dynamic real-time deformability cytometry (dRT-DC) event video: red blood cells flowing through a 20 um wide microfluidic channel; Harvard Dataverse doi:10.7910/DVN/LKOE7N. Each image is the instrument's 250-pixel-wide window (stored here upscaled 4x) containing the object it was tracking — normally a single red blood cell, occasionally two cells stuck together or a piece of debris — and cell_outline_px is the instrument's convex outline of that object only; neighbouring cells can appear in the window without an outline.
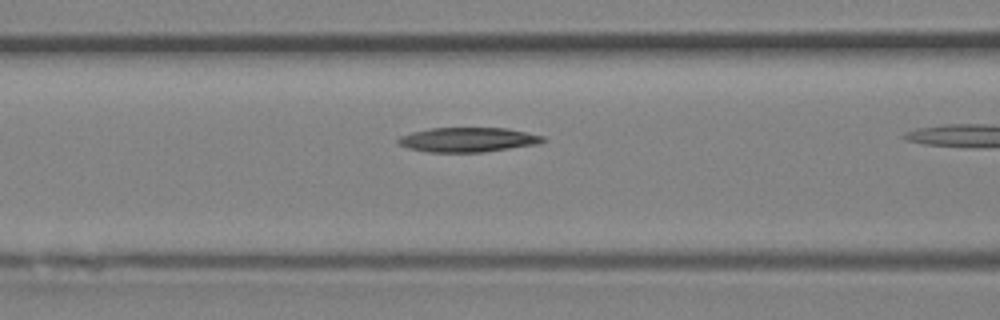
{"species": "Egyptian fruit bat (a non-hibernating species)", "species_latin": "Rousettus aegyptiacus", "temperature_condition": "room temperature", "stored_images_in_passage": 11, "camera_frame_rate_fps": 3000, "um_per_image_px": 0.085, "animal": {"sex": "female"}, "frame": {"image": 1, "passage_image": 8, "time_ms": 2.333, "image_size_px": [1000, 320], "cell_outline_px": [[548, 140], [540, 144], [484, 152], [428, 152], [408, 148], [400, 144], [396, 140], [400, 136], [412, 132], [432, 128], [508, 128], [544, 136]], "centroid_in_image_um": [39.83, 11.88], "position_along_channel_um": 126.8, "area_um2": 20.81}}
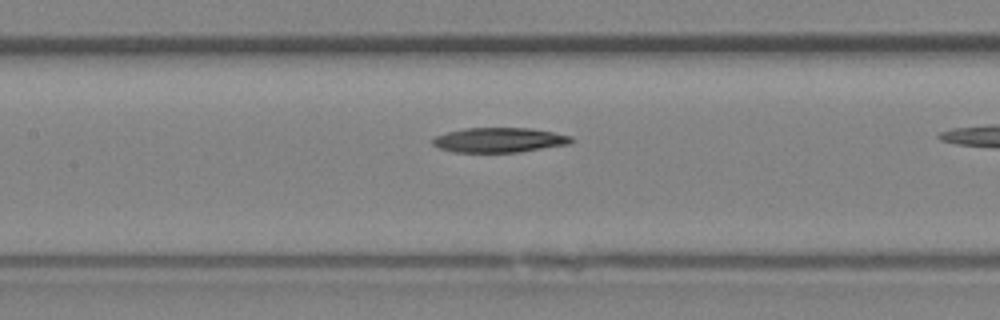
{"frame": {"image": 2, "passage_image": 10, "time_ms": 3.0, "image_size_px": [1000, 320], "cell_outline_px": [[576, 140], [568, 144], [520, 152], [452, 152], [440, 148], [432, 144], [432, 140], [436, 136], [448, 132], [464, 128], [532, 128], [572, 136]], "centroid_in_image_um": [42.45, 11.9], "position_along_channel_um": 164.9, "area_um2": 20.0}}